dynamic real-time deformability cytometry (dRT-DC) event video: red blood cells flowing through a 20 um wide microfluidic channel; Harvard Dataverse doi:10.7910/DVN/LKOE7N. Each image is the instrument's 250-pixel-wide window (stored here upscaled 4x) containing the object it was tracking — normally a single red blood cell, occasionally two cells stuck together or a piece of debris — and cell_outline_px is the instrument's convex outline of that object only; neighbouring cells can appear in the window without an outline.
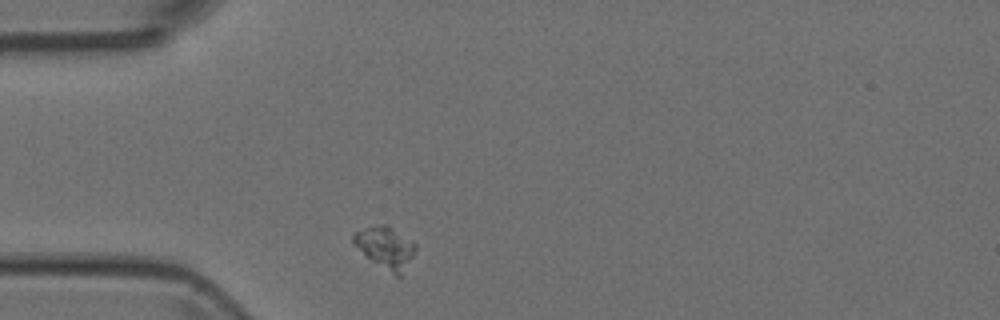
{"species": "Egyptian fruit bat (a non-hibernating species)", "species_latin": "Rousettus aegyptiacus", "temperature_condition": "room temperature", "stored_images_in_passage": 2, "camera_frame_rate_fps": 3000, "um_per_image_px": 0.085, "animal": {"sex": "female"}, "frame": {"image": 1, "passage_image": 1, "time_ms": 0.0, "image_size_px": [1000, 320], "cell_outline_px": [[416, 248], [412, 256], [400, 276], [396, 276], [372, 260], [352, 244], [352, 236], [356, 232], [364, 228], [380, 224], [388, 224], [412, 240], [416, 244]], "centroid_in_image_um": [32.76, 20.99], "position_along_channel_um": 52.2, "area_um2": 14.85}}